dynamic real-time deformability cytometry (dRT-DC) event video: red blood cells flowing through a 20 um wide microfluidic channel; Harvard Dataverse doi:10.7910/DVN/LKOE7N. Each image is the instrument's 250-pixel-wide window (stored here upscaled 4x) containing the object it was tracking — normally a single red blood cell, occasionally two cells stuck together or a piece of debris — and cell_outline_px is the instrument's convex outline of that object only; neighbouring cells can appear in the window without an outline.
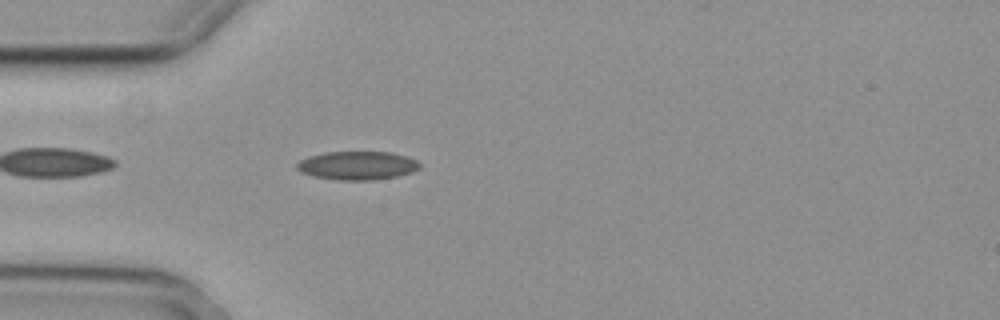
{"species": "common noctule bat (a hibernating species)", "species_latin": "Nyctalus noctula", "temperature_condition": "cold", "stored_images_in_passage": 5, "camera_frame_rate_fps": 3000, "um_per_image_px": 0.085, "animal": {"sex": "female", "body_mass_g": 29.2, "forearm_length_mm": 56.3}, "frame": {"image": 1, "passage_image": 5, "time_ms": 1.333, "image_size_px": [1000, 320], "cell_outline_px": [[420, 168], [412, 172], [396, 176], [372, 180], [336, 180], [312, 176], [300, 172], [296, 168], [296, 164], [300, 160], [308, 156], [324, 152], [392, 152], [408, 156], [416, 160], [420, 164]], "centroid_in_image_um": [30.35, 14.06], "position_along_channel_um": 54.6, "area_um2": 20.58}}